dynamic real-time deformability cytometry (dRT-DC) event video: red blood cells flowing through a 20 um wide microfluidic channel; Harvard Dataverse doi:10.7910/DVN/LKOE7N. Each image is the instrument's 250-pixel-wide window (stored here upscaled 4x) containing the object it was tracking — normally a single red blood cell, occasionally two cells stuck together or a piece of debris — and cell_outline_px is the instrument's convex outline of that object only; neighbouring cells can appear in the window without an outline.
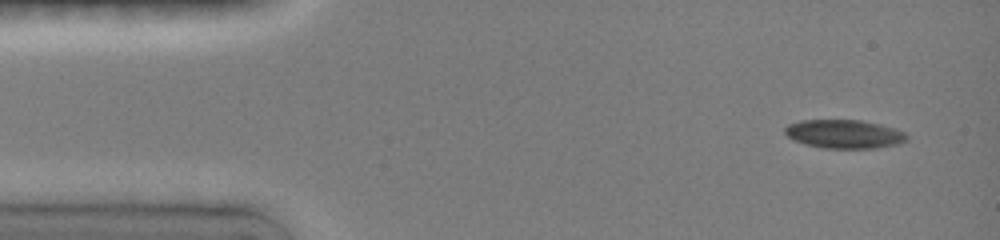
{"species": "common noctule bat (a hibernating species)", "species_latin": "Nyctalus noctula", "temperature_condition": "room temperature", "stored_images_in_passage": 7, "camera_frame_rate_fps": 3000, "um_per_image_px": 0.085, "animal": {"sex": "female", "body_mass_g": 19.0, "forearm_length_mm": 51.5}, "frame": {"image": 1, "passage_image": 1, "time_ms": 0.0, "image_size_px": [1000, 240], "cell_outline_px": [[908, 140], [900, 144], [876, 148], [824, 148], [808, 144], [796, 140], [788, 136], [784, 132], [784, 128], [788, 124], [800, 120], [860, 120], [880, 124], [904, 132], [908, 136]], "centroid_in_image_um": [71.79, 11.39], "position_along_channel_um": 13.2, "area_um2": 20.23}}
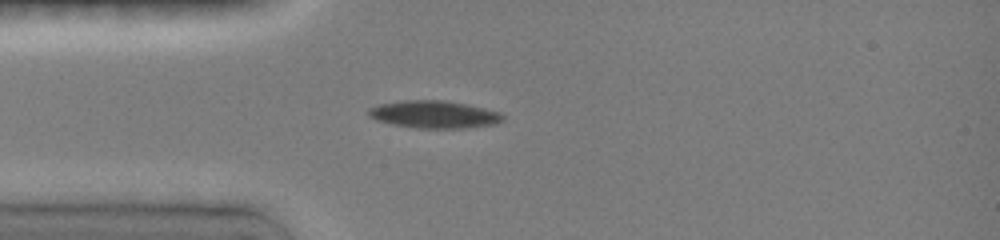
{"frame": {"image": 2, "passage_image": 4, "time_ms": 3.0, "image_size_px": [1000, 240], "cell_outline_px": [[504, 120], [496, 124], [464, 128], [416, 128], [392, 124], [376, 120], [368, 116], [368, 108], [380, 104], [400, 100], [444, 100], [468, 104], [500, 112], [504, 116]], "centroid_in_image_um": [36.9, 9.72], "position_along_channel_um": 48.1, "area_um2": 21.68}}
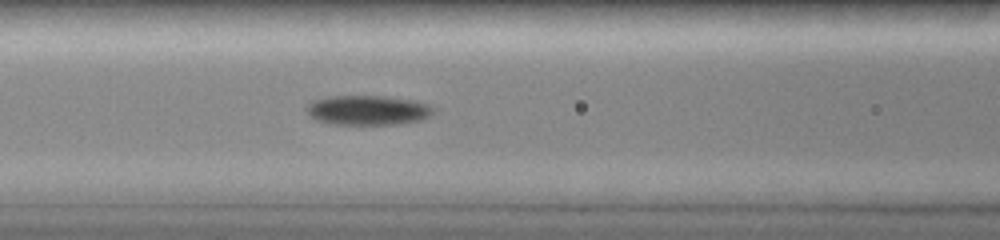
{"frame": {"image": 3, "passage_image": 7, "time_ms": 5.333, "image_size_px": [1000, 240], "cell_outline_px": [[432, 112], [428, 116], [420, 120], [400, 124], [328, 124], [316, 120], [308, 116], [308, 104], [312, 100], [332, 96], [380, 96], [416, 100], [428, 104], [432, 108]], "centroid_in_image_um": [31.23, 9.37], "position_along_channel_um": 135.4, "area_um2": 21.85}}